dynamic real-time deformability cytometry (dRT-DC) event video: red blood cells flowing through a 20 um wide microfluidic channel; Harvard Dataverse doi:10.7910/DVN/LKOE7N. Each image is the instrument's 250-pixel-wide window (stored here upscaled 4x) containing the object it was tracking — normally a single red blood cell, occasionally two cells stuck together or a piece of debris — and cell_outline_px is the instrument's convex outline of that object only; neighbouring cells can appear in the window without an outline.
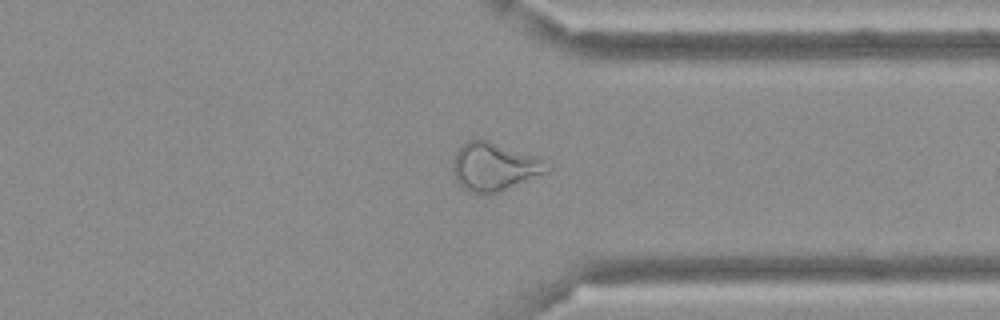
{"species": "Egyptian fruit bat (a non-hibernating species)", "species_latin": "Rousettus aegyptiacus", "temperature_condition": "cold", "stored_images_in_passage": 48, "camera_frame_rate_fps": 3000, "um_per_image_px": 0.085, "frame": {"image": 1, "passage_image": 37, "time_ms": 12.0, "image_size_px": [1000, 320], "cell_outline_px": [[548, 172], [496, 192], [472, 192], [464, 188], [456, 180], [452, 168], [452, 160], [456, 152], [468, 140], [484, 140], [536, 156], [540, 160]], "centroid_in_image_um": [41.93, 14.16], "position_along_channel_um": 369.5, "area_um2": 25.2}}
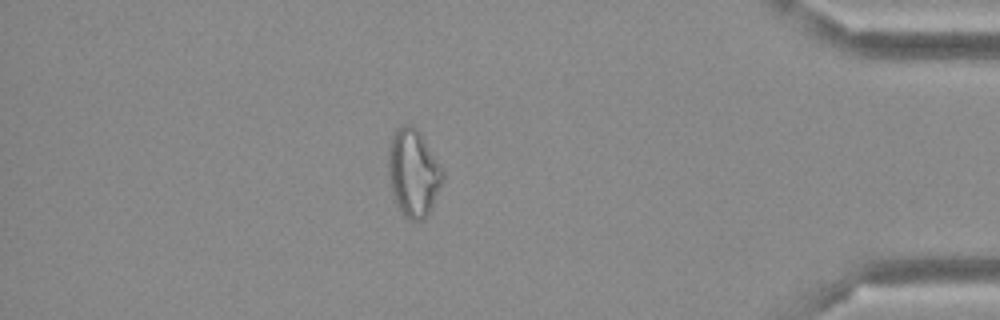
{"frame": {"image": 2, "passage_image": 42, "time_ms": 13.667, "image_size_px": [1000, 320], "cell_outline_px": [[444, 180], [432, 208], [424, 220], [408, 220], [400, 212], [396, 204], [392, 192], [388, 176], [388, 152], [392, 136], [404, 124], [412, 124], [420, 132], [444, 168]], "centroid_in_image_um": [35.16, 14.72], "position_along_channel_um": 400.0, "area_um2": 28.15}}